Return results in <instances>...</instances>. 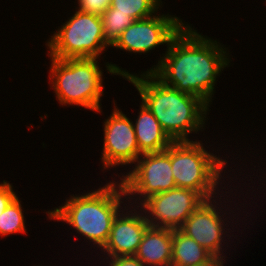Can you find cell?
I'll return each mask as SVG.
<instances>
[{"instance_id": "obj_1", "label": "cell", "mask_w": 266, "mask_h": 266, "mask_svg": "<svg viewBox=\"0 0 266 266\" xmlns=\"http://www.w3.org/2000/svg\"><path fill=\"white\" fill-rule=\"evenodd\" d=\"M186 23L166 46L163 56L160 54L158 63L146 72H151L164 85L200 97L212 106L216 78L230 67L231 52L217 39L204 36Z\"/></svg>"}, {"instance_id": "obj_2", "label": "cell", "mask_w": 266, "mask_h": 266, "mask_svg": "<svg viewBox=\"0 0 266 266\" xmlns=\"http://www.w3.org/2000/svg\"><path fill=\"white\" fill-rule=\"evenodd\" d=\"M112 63L105 62L106 73L118 75L136 88L141 102L173 142L194 141L190 135L205 130L211 106L200 97L164 85L151 72L142 71L139 75Z\"/></svg>"}, {"instance_id": "obj_3", "label": "cell", "mask_w": 266, "mask_h": 266, "mask_svg": "<svg viewBox=\"0 0 266 266\" xmlns=\"http://www.w3.org/2000/svg\"><path fill=\"white\" fill-rule=\"evenodd\" d=\"M105 183L92 192L70 195L64 204L46 211L51 221L65 222L86 242H92L90 248L94 245L96 251L104 247L114 219L129 204L121 180Z\"/></svg>"}, {"instance_id": "obj_4", "label": "cell", "mask_w": 266, "mask_h": 266, "mask_svg": "<svg viewBox=\"0 0 266 266\" xmlns=\"http://www.w3.org/2000/svg\"><path fill=\"white\" fill-rule=\"evenodd\" d=\"M203 144L197 139L173 142L171 144V167L176 187L194 190L205 200H209L223 193V189L229 187V182L233 184L231 180L234 177H230L232 173L228 174V172L238 171H234V168L229 166L230 163L227 164L229 161L224 158L225 154L221 157L218 150V155L214 154ZM227 167L232 170L229 171Z\"/></svg>"}, {"instance_id": "obj_5", "label": "cell", "mask_w": 266, "mask_h": 266, "mask_svg": "<svg viewBox=\"0 0 266 266\" xmlns=\"http://www.w3.org/2000/svg\"><path fill=\"white\" fill-rule=\"evenodd\" d=\"M99 60L100 58L50 57L49 86L60 106H78L102 114L101 99L104 96L105 77Z\"/></svg>"}, {"instance_id": "obj_6", "label": "cell", "mask_w": 266, "mask_h": 266, "mask_svg": "<svg viewBox=\"0 0 266 266\" xmlns=\"http://www.w3.org/2000/svg\"><path fill=\"white\" fill-rule=\"evenodd\" d=\"M230 187H233V185H230L229 188L227 187L226 190H228V191H224V193H221L220 195H218V197H215V198L209 199V200H205L185 220L184 224L180 228V230L185 235H187V236L191 237L192 239H194L199 245H201L203 248H205L214 257H218V258H222V259L226 258L227 261H228L227 258H229V257H227L225 253H226V250L228 248L229 249L231 248L229 246H232L229 239L232 240L233 237L235 238V237L238 236V235L235 236L234 233H233L235 231L236 232L239 231V229L234 230V228H238L237 225L240 224L239 223L240 220H238L239 219L238 216L241 214L240 211H241L242 207L243 208L245 207V209H246V207H248V205L245 204V201L247 203L246 199L243 201L244 203H241V204L238 205V206H240L239 208L236 205L238 203H235L237 201V199H235L236 198L235 196H237L236 194H239V195L240 194L241 195L244 194L242 192L243 186L241 187L242 189H241V191L239 190V192L237 190V189H239L238 185L235 188L233 187V189L232 188L230 189ZM234 189H235L236 193L235 192L233 193ZM240 192H242V193H240ZM227 194H229V195H227ZM230 196L231 197L234 196V197H232V199H231ZM233 199H235V201H233ZM222 201H224V202H222ZM233 202H234L235 207H233L231 205V203L233 204ZM226 203H228L230 205H228ZM244 204H245V206H244ZM232 207H233V209H232ZM234 208H236L238 210V212H236L237 210L234 209ZM234 219H236V221H234ZM235 225L237 227H235ZM229 226L230 227L233 226L231 228L233 231L230 229ZM231 236H232V238H231ZM227 241L230 242V245H228L229 242H227ZM226 247H228V248H226ZM224 251H225V253H224Z\"/></svg>"}, {"instance_id": "obj_7", "label": "cell", "mask_w": 266, "mask_h": 266, "mask_svg": "<svg viewBox=\"0 0 266 266\" xmlns=\"http://www.w3.org/2000/svg\"><path fill=\"white\" fill-rule=\"evenodd\" d=\"M75 10L46 40L48 58H102L110 47L105 41L101 16Z\"/></svg>"}, {"instance_id": "obj_8", "label": "cell", "mask_w": 266, "mask_h": 266, "mask_svg": "<svg viewBox=\"0 0 266 266\" xmlns=\"http://www.w3.org/2000/svg\"><path fill=\"white\" fill-rule=\"evenodd\" d=\"M120 173L118 178L123 184L128 203L132 206H139L148 197L175 188L171 145L161 152L142 154L126 174L125 171Z\"/></svg>"}, {"instance_id": "obj_9", "label": "cell", "mask_w": 266, "mask_h": 266, "mask_svg": "<svg viewBox=\"0 0 266 266\" xmlns=\"http://www.w3.org/2000/svg\"><path fill=\"white\" fill-rule=\"evenodd\" d=\"M113 101V111L103 122L101 162L104 171L121 167L130 169L142 155L138 148L133 121ZM131 165V166H130ZM127 166V167H126Z\"/></svg>"}, {"instance_id": "obj_10", "label": "cell", "mask_w": 266, "mask_h": 266, "mask_svg": "<svg viewBox=\"0 0 266 266\" xmlns=\"http://www.w3.org/2000/svg\"><path fill=\"white\" fill-rule=\"evenodd\" d=\"M135 20L120 35L119 39L112 46L128 53L147 54L160 47L169 45L171 40L186 25L182 18L169 13Z\"/></svg>"}, {"instance_id": "obj_11", "label": "cell", "mask_w": 266, "mask_h": 266, "mask_svg": "<svg viewBox=\"0 0 266 266\" xmlns=\"http://www.w3.org/2000/svg\"><path fill=\"white\" fill-rule=\"evenodd\" d=\"M204 201L194 190L175 187L148 197L138 207L151 227L177 230Z\"/></svg>"}, {"instance_id": "obj_12", "label": "cell", "mask_w": 266, "mask_h": 266, "mask_svg": "<svg viewBox=\"0 0 266 266\" xmlns=\"http://www.w3.org/2000/svg\"><path fill=\"white\" fill-rule=\"evenodd\" d=\"M149 223L138 206L126 205L116 216L101 257L134 256ZM103 252V253H102ZM106 253V254H105Z\"/></svg>"}, {"instance_id": "obj_13", "label": "cell", "mask_w": 266, "mask_h": 266, "mask_svg": "<svg viewBox=\"0 0 266 266\" xmlns=\"http://www.w3.org/2000/svg\"><path fill=\"white\" fill-rule=\"evenodd\" d=\"M134 256L145 266H171L172 230L149 226Z\"/></svg>"}, {"instance_id": "obj_14", "label": "cell", "mask_w": 266, "mask_h": 266, "mask_svg": "<svg viewBox=\"0 0 266 266\" xmlns=\"http://www.w3.org/2000/svg\"><path fill=\"white\" fill-rule=\"evenodd\" d=\"M139 109L140 111L138 110L139 113L133 125L140 152L145 154L164 151L173 141L142 102Z\"/></svg>"}, {"instance_id": "obj_15", "label": "cell", "mask_w": 266, "mask_h": 266, "mask_svg": "<svg viewBox=\"0 0 266 266\" xmlns=\"http://www.w3.org/2000/svg\"><path fill=\"white\" fill-rule=\"evenodd\" d=\"M213 258L210 252L180 229L172 230L171 266H199L207 264Z\"/></svg>"}, {"instance_id": "obj_16", "label": "cell", "mask_w": 266, "mask_h": 266, "mask_svg": "<svg viewBox=\"0 0 266 266\" xmlns=\"http://www.w3.org/2000/svg\"><path fill=\"white\" fill-rule=\"evenodd\" d=\"M20 197H16L0 215V237L25 234L27 236L26 219Z\"/></svg>"}, {"instance_id": "obj_17", "label": "cell", "mask_w": 266, "mask_h": 266, "mask_svg": "<svg viewBox=\"0 0 266 266\" xmlns=\"http://www.w3.org/2000/svg\"><path fill=\"white\" fill-rule=\"evenodd\" d=\"M162 4V0H111L110 7L116 12L129 14L135 20H142L158 13Z\"/></svg>"}, {"instance_id": "obj_18", "label": "cell", "mask_w": 266, "mask_h": 266, "mask_svg": "<svg viewBox=\"0 0 266 266\" xmlns=\"http://www.w3.org/2000/svg\"><path fill=\"white\" fill-rule=\"evenodd\" d=\"M106 43L112 47L119 39L121 33L135 22L129 14L116 12L115 8L109 7L101 15Z\"/></svg>"}, {"instance_id": "obj_19", "label": "cell", "mask_w": 266, "mask_h": 266, "mask_svg": "<svg viewBox=\"0 0 266 266\" xmlns=\"http://www.w3.org/2000/svg\"><path fill=\"white\" fill-rule=\"evenodd\" d=\"M75 9L84 13L101 16L109 7L111 0H76Z\"/></svg>"}, {"instance_id": "obj_20", "label": "cell", "mask_w": 266, "mask_h": 266, "mask_svg": "<svg viewBox=\"0 0 266 266\" xmlns=\"http://www.w3.org/2000/svg\"><path fill=\"white\" fill-rule=\"evenodd\" d=\"M17 196L12 183L7 180L0 182V215Z\"/></svg>"}, {"instance_id": "obj_21", "label": "cell", "mask_w": 266, "mask_h": 266, "mask_svg": "<svg viewBox=\"0 0 266 266\" xmlns=\"http://www.w3.org/2000/svg\"><path fill=\"white\" fill-rule=\"evenodd\" d=\"M102 260L99 262L100 264H105V266L108 263L107 266H145V264L135 256L102 257Z\"/></svg>"}, {"instance_id": "obj_22", "label": "cell", "mask_w": 266, "mask_h": 266, "mask_svg": "<svg viewBox=\"0 0 266 266\" xmlns=\"http://www.w3.org/2000/svg\"><path fill=\"white\" fill-rule=\"evenodd\" d=\"M226 259H222V258H218V257H214L210 262H208L207 264H203V265H199V266H225V263H227V261H225Z\"/></svg>"}, {"instance_id": "obj_23", "label": "cell", "mask_w": 266, "mask_h": 266, "mask_svg": "<svg viewBox=\"0 0 266 266\" xmlns=\"http://www.w3.org/2000/svg\"><path fill=\"white\" fill-rule=\"evenodd\" d=\"M266 176V175H265ZM265 176H259V177H261L260 179H259V181H261L262 180V177H263V179L265 178L266 179V177ZM264 182H266V181H264Z\"/></svg>"}]
</instances>
